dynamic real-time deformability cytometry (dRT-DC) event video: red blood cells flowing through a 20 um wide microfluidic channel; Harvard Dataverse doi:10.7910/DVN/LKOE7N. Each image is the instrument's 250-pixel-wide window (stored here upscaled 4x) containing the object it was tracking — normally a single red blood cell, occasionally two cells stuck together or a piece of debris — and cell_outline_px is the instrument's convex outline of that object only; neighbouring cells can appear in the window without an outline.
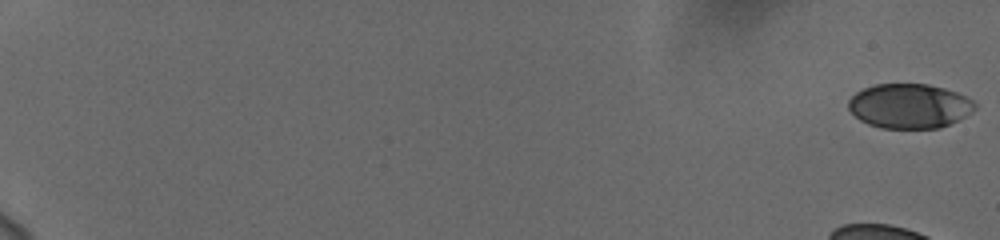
{"species": "human", "species_latin": "Homo sapiens", "temperature_condition": "cold", "stored_images_in_passage": 59, "camera_frame_rate_fps": 3000, "um_per_image_px": 0.085, "donor": {"sex": "female"}, "frame": {"image": 1, "passage_image": 1, "time_ms": 0.0, "image_size_px": [1000, 240], "cell_outline_px": [[976, 108], [972, 112], [940, 128], [880, 128], [868, 124], [860, 120], [848, 108], [848, 100], [856, 92], [864, 88], [876, 84], [928, 84], [944, 88], [956, 92], [972, 100], [976, 104]], "centroid_in_image_um": [77.28, 9.01], "position_along_channel_um": 7.7, "area_um2": 32.71}}